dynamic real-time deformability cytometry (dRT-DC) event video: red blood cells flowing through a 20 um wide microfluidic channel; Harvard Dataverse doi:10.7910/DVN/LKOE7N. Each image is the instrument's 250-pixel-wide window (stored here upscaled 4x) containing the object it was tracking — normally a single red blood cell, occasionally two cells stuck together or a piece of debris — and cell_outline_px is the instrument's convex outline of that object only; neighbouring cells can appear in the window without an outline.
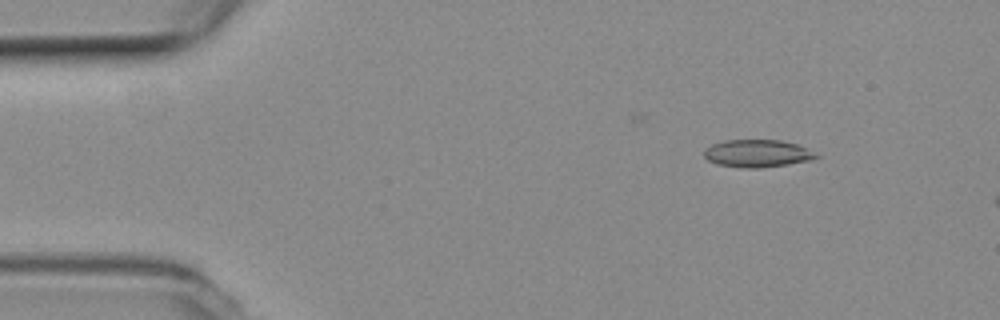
{"species": "common noctule bat (a hibernating species)", "species_latin": "Nyctalus noctula", "temperature_condition": "room temperature", "stored_images_in_passage": 12, "camera_frame_rate_fps": 3000, "um_per_image_px": 0.085, "animal": {"sex": "female", "body_mass_g": 19.3, "forearm_length_mm": 54.1}, "frame": {"image": 1, "passage_image": 4, "time_ms": 1.0, "image_size_px": [1000, 320], "cell_outline_px": [[820, 156], [812, 160], [788, 164], [760, 168], [744, 168], [716, 164], [708, 160], [704, 156], [704, 148], [712, 144], [724, 140], [780, 140], [796, 144]], "centroid_in_image_um": [64.32, 13.04], "position_along_channel_um": 20.7, "area_um2": 17.92}}